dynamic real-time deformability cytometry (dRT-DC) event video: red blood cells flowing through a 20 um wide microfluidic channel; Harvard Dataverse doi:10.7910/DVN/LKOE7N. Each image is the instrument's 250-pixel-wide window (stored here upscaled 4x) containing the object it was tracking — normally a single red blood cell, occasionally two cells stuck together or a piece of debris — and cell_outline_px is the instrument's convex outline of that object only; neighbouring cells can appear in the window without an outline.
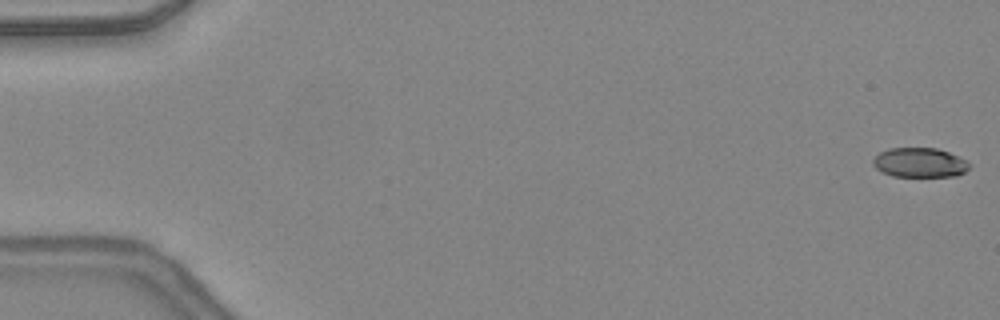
{"species": "common noctule bat (a hibernating species)", "species_latin": "Nyctalus noctula", "temperature_condition": "warm", "stored_images_in_passage": 11, "camera_frame_rate_fps": 3000, "um_per_image_px": 0.085, "animal": {"sex": "female", "body_mass_g": 24.6, "forearm_length_mm": 56.2}, "frame": {"image": 1, "passage_image": 1, "time_ms": 0.0, "image_size_px": [1000, 320], "cell_outline_px": [[968, 168], [964, 172], [956, 176], [892, 176], [876, 168], [872, 164], [872, 160], [880, 152], [888, 148], [936, 148], [948, 152], [968, 160]], "centroid_in_image_um": [78.17, 13.81], "position_along_channel_um": 6.8, "area_um2": 16.47}}